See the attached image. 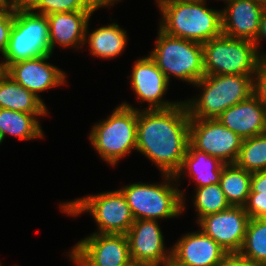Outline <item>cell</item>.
I'll list each match as a JSON object with an SVG mask.
<instances>
[{
  "instance_id": "cell-14",
  "label": "cell",
  "mask_w": 266,
  "mask_h": 266,
  "mask_svg": "<svg viewBox=\"0 0 266 266\" xmlns=\"http://www.w3.org/2000/svg\"><path fill=\"white\" fill-rule=\"evenodd\" d=\"M50 56L52 54H45L12 63L4 71L43 102L39 92L58 87L67 81L64 71L51 63H47Z\"/></svg>"
},
{
  "instance_id": "cell-26",
  "label": "cell",
  "mask_w": 266,
  "mask_h": 266,
  "mask_svg": "<svg viewBox=\"0 0 266 266\" xmlns=\"http://www.w3.org/2000/svg\"><path fill=\"white\" fill-rule=\"evenodd\" d=\"M239 253L253 263L266 266V218H250Z\"/></svg>"
},
{
  "instance_id": "cell-15",
  "label": "cell",
  "mask_w": 266,
  "mask_h": 266,
  "mask_svg": "<svg viewBox=\"0 0 266 266\" xmlns=\"http://www.w3.org/2000/svg\"><path fill=\"white\" fill-rule=\"evenodd\" d=\"M157 220H134L126 233L131 259L149 264H163L171 259V249H165L163 233Z\"/></svg>"
},
{
  "instance_id": "cell-43",
  "label": "cell",
  "mask_w": 266,
  "mask_h": 266,
  "mask_svg": "<svg viewBox=\"0 0 266 266\" xmlns=\"http://www.w3.org/2000/svg\"><path fill=\"white\" fill-rule=\"evenodd\" d=\"M264 133L266 134V120H265V131H264Z\"/></svg>"
},
{
  "instance_id": "cell-35",
  "label": "cell",
  "mask_w": 266,
  "mask_h": 266,
  "mask_svg": "<svg viewBox=\"0 0 266 266\" xmlns=\"http://www.w3.org/2000/svg\"><path fill=\"white\" fill-rule=\"evenodd\" d=\"M18 8L12 0H0V14L15 12Z\"/></svg>"
},
{
  "instance_id": "cell-20",
  "label": "cell",
  "mask_w": 266,
  "mask_h": 266,
  "mask_svg": "<svg viewBox=\"0 0 266 266\" xmlns=\"http://www.w3.org/2000/svg\"><path fill=\"white\" fill-rule=\"evenodd\" d=\"M223 166L224 163L218 158L199 152L189 144L181 167L174 177L175 180H179L184 173H188V176L196 182V188L219 184Z\"/></svg>"
},
{
  "instance_id": "cell-13",
  "label": "cell",
  "mask_w": 266,
  "mask_h": 266,
  "mask_svg": "<svg viewBox=\"0 0 266 266\" xmlns=\"http://www.w3.org/2000/svg\"><path fill=\"white\" fill-rule=\"evenodd\" d=\"M129 77L140 104L148 102L145 109H167L179 103L164 100L169 81L149 55L136 60Z\"/></svg>"
},
{
  "instance_id": "cell-9",
  "label": "cell",
  "mask_w": 266,
  "mask_h": 266,
  "mask_svg": "<svg viewBox=\"0 0 266 266\" xmlns=\"http://www.w3.org/2000/svg\"><path fill=\"white\" fill-rule=\"evenodd\" d=\"M45 54H51L47 17L19 7L15 11L5 60L2 61L3 70L12 63Z\"/></svg>"
},
{
  "instance_id": "cell-11",
  "label": "cell",
  "mask_w": 266,
  "mask_h": 266,
  "mask_svg": "<svg viewBox=\"0 0 266 266\" xmlns=\"http://www.w3.org/2000/svg\"><path fill=\"white\" fill-rule=\"evenodd\" d=\"M76 266H122L130 259L125 234L91 233L67 255Z\"/></svg>"
},
{
  "instance_id": "cell-8",
  "label": "cell",
  "mask_w": 266,
  "mask_h": 266,
  "mask_svg": "<svg viewBox=\"0 0 266 266\" xmlns=\"http://www.w3.org/2000/svg\"><path fill=\"white\" fill-rule=\"evenodd\" d=\"M202 45L205 75H253L263 60L250 40L222 34Z\"/></svg>"
},
{
  "instance_id": "cell-37",
  "label": "cell",
  "mask_w": 266,
  "mask_h": 266,
  "mask_svg": "<svg viewBox=\"0 0 266 266\" xmlns=\"http://www.w3.org/2000/svg\"><path fill=\"white\" fill-rule=\"evenodd\" d=\"M18 7H24L29 0H12Z\"/></svg>"
},
{
  "instance_id": "cell-24",
  "label": "cell",
  "mask_w": 266,
  "mask_h": 266,
  "mask_svg": "<svg viewBox=\"0 0 266 266\" xmlns=\"http://www.w3.org/2000/svg\"><path fill=\"white\" fill-rule=\"evenodd\" d=\"M252 173L236 164H224L220 187L231 206H244L250 194Z\"/></svg>"
},
{
  "instance_id": "cell-1",
  "label": "cell",
  "mask_w": 266,
  "mask_h": 266,
  "mask_svg": "<svg viewBox=\"0 0 266 266\" xmlns=\"http://www.w3.org/2000/svg\"><path fill=\"white\" fill-rule=\"evenodd\" d=\"M138 109L136 150L162 174L175 175L189 145L190 117L184 101L167 109Z\"/></svg>"
},
{
  "instance_id": "cell-17",
  "label": "cell",
  "mask_w": 266,
  "mask_h": 266,
  "mask_svg": "<svg viewBox=\"0 0 266 266\" xmlns=\"http://www.w3.org/2000/svg\"><path fill=\"white\" fill-rule=\"evenodd\" d=\"M228 252L201 230L189 232L171 248V259L181 266H217Z\"/></svg>"
},
{
  "instance_id": "cell-18",
  "label": "cell",
  "mask_w": 266,
  "mask_h": 266,
  "mask_svg": "<svg viewBox=\"0 0 266 266\" xmlns=\"http://www.w3.org/2000/svg\"><path fill=\"white\" fill-rule=\"evenodd\" d=\"M95 11L61 12L47 15L50 53L57 45L79 49L85 43L86 27Z\"/></svg>"
},
{
  "instance_id": "cell-21",
  "label": "cell",
  "mask_w": 266,
  "mask_h": 266,
  "mask_svg": "<svg viewBox=\"0 0 266 266\" xmlns=\"http://www.w3.org/2000/svg\"><path fill=\"white\" fill-rule=\"evenodd\" d=\"M0 108L34 114L36 117L47 116L48 113L44 102L5 71L0 74Z\"/></svg>"
},
{
  "instance_id": "cell-27",
  "label": "cell",
  "mask_w": 266,
  "mask_h": 266,
  "mask_svg": "<svg viewBox=\"0 0 266 266\" xmlns=\"http://www.w3.org/2000/svg\"><path fill=\"white\" fill-rule=\"evenodd\" d=\"M235 164L251 173L266 170V134L244 139Z\"/></svg>"
},
{
  "instance_id": "cell-7",
  "label": "cell",
  "mask_w": 266,
  "mask_h": 266,
  "mask_svg": "<svg viewBox=\"0 0 266 266\" xmlns=\"http://www.w3.org/2000/svg\"><path fill=\"white\" fill-rule=\"evenodd\" d=\"M59 207L61 212L71 216L89 212L98 226L94 233L126 235L134 223L130 207L120 189L87 195L60 203Z\"/></svg>"
},
{
  "instance_id": "cell-10",
  "label": "cell",
  "mask_w": 266,
  "mask_h": 266,
  "mask_svg": "<svg viewBox=\"0 0 266 266\" xmlns=\"http://www.w3.org/2000/svg\"><path fill=\"white\" fill-rule=\"evenodd\" d=\"M242 141L218 119H190L189 144L224 164H235Z\"/></svg>"
},
{
  "instance_id": "cell-36",
  "label": "cell",
  "mask_w": 266,
  "mask_h": 266,
  "mask_svg": "<svg viewBox=\"0 0 266 266\" xmlns=\"http://www.w3.org/2000/svg\"><path fill=\"white\" fill-rule=\"evenodd\" d=\"M149 263L147 262H143V261H139V260H135V259H129L125 264H123L122 266H148Z\"/></svg>"
},
{
  "instance_id": "cell-34",
  "label": "cell",
  "mask_w": 266,
  "mask_h": 266,
  "mask_svg": "<svg viewBox=\"0 0 266 266\" xmlns=\"http://www.w3.org/2000/svg\"><path fill=\"white\" fill-rule=\"evenodd\" d=\"M266 39V9L263 11L262 16H261V20H260V28H259V33L254 41L255 46L257 47V50L260 54V56L263 59H266V53L261 52L259 50V46H260V41H262V39ZM261 39V40H260Z\"/></svg>"
},
{
  "instance_id": "cell-16",
  "label": "cell",
  "mask_w": 266,
  "mask_h": 266,
  "mask_svg": "<svg viewBox=\"0 0 266 266\" xmlns=\"http://www.w3.org/2000/svg\"><path fill=\"white\" fill-rule=\"evenodd\" d=\"M222 33L230 38L255 41L266 4L259 0H222Z\"/></svg>"
},
{
  "instance_id": "cell-38",
  "label": "cell",
  "mask_w": 266,
  "mask_h": 266,
  "mask_svg": "<svg viewBox=\"0 0 266 266\" xmlns=\"http://www.w3.org/2000/svg\"><path fill=\"white\" fill-rule=\"evenodd\" d=\"M168 266H181V265L177 264L174 260L169 259L168 260Z\"/></svg>"
},
{
  "instance_id": "cell-22",
  "label": "cell",
  "mask_w": 266,
  "mask_h": 266,
  "mask_svg": "<svg viewBox=\"0 0 266 266\" xmlns=\"http://www.w3.org/2000/svg\"><path fill=\"white\" fill-rule=\"evenodd\" d=\"M88 33L87 24L84 44L88 43L90 53L99 58H116L125 50L127 45V31L120 28L116 23L99 27Z\"/></svg>"
},
{
  "instance_id": "cell-3",
  "label": "cell",
  "mask_w": 266,
  "mask_h": 266,
  "mask_svg": "<svg viewBox=\"0 0 266 266\" xmlns=\"http://www.w3.org/2000/svg\"><path fill=\"white\" fill-rule=\"evenodd\" d=\"M253 75H204L194 84L198 98L185 100L190 119H217L223 111L253 94Z\"/></svg>"
},
{
  "instance_id": "cell-42",
  "label": "cell",
  "mask_w": 266,
  "mask_h": 266,
  "mask_svg": "<svg viewBox=\"0 0 266 266\" xmlns=\"http://www.w3.org/2000/svg\"><path fill=\"white\" fill-rule=\"evenodd\" d=\"M259 1H261V2H263V3H265V4H266V0H259Z\"/></svg>"
},
{
  "instance_id": "cell-30",
  "label": "cell",
  "mask_w": 266,
  "mask_h": 266,
  "mask_svg": "<svg viewBox=\"0 0 266 266\" xmlns=\"http://www.w3.org/2000/svg\"><path fill=\"white\" fill-rule=\"evenodd\" d=\"M244 209L250 218H266V194L250 192Z\"/></svg>"
},
{
  "instance_id": "cell-4",
  "label": "cell",
  "mask_w": 266,
  "mask_h": 266,
  "mask_svg": "<svg viewBox=\"0 0 266 266\" xmlns=\"http://www.w3.org/2000/svg\"><path fill=\"white\" fill-rule=\"evenodd\" d=\"M127 103H121L109 117L92 126L89 134L91 145L107 165H117L136 150L138 108Z\"/></svg>"
},
{
  "instance_id": "cell-39",
  "label": "cell",
  "mask_w": 266,
  "mask_h": 266,
  "mask_svg": "<svg viewBox=\"0 0 266 266\" xmlns=\"http://www.w3.org/2000/svg\"><path fill=\"white\" fill-rule=\"evenodd\" d=\"M168 266V260L166 262H164L163 264H149L148 266Z\"/></svg>"
},
{
  "instance_id": "cell-29",
  "label": "cell",
  "mask_w": 266,
  "mask_h": 266,
  "mask_svg": "<svg viewBox=\"0 0 266 266\" xmlns=\"http://www.w3.org/2000/svg\"><path fill=\"white\" fill-rule=\"evenodd\" d=\"M252 79L253 95L266 110V59L258 64Z\"/></svg>"
},
{
  "instance_id": "cell-32",
  "label": "cell",
  "mask_w": 266,
  "mask_h": 266,
  "mask_svg": "<svg viewBox=\"0 0 266 266\" xmlns=\"http://www.w3.org/2000/svg\"><path fill=\"white\" fill-rule=\"evenodd\" d=\"M217 266H260L242 256L239 252L227 253Z\"/></svg>"
},
{
  "instance_id": "cell-2",
  "label": "cell",
  "mask_w": 266,
  "mask_h": 266,
  "mask_svg": "<svg viewBox=\"0 0 266 266\" xmlns=\"http://www.w3.org/2000/svg\"><path fill=\"white\" fill-rule=\"evenodd\" d=\"M166 34L205 43L222 35L221 10L206 7L207 0H155Z\"/></svg>"
},
{
  "instance_id": "cell-23",
  "label": "cell",
  "mask_w": 266,
  "mask_h": 266,
  "mask_svg": "<svg viewBox=\"0 0 266 266\" xmlns=\"http://www.w3.org/2000/svg\"><path fill=\"white\" fill-rule=\"evenodd\" d=\"M38 118L34 114L0 108V133L18 137L19 140L43 138V130Z\"/></svg>"
},
{
  "instance_id": "cell-12",
  "label": "cell",
  "mask_w": 266,
  "mask_h": 266,
  "mask_svg": "<svg viewBox=\"0 0 266 266\" xmlns=\"http://www.w3.org/2000/svg\"><path fill=\"white\" fill-rule=\"evenodd\" d=\"M249 219L244 206H231L224 211L206 215L197 223L205 235L231 253L241 250Z\"/></svg>"
},
{
  "instance_id": "cell-5",
  "label": "cell",
  "mask_w": 266,
  "mask_h": 266,
  "mask_svg": "<svg viewBox=\"0 0 266 266\" xmlns=\"http://www.w3.org/2000/svg\"><path fill=\"white\" fill-rule=\"evenodd\" d=\"M164 182L133 183L120 188L134 220L169 219L179 217L185 209L184 192L178 189L174 175L162 174ZM172 182V183H171Z\"/></svg>"
},
{
  "instance_id": "cell-41",
  "label": "cell",
  "mask_w": 266,
  "mask_h": 266,
  "mask_svg": "<svg viewBox=\"0 0 266 266\" xmlns=\"http://www.w3.org/2000/svg\"><path fill=\"white\" fill-rule=\"evenodd\" d=\"M3 137H2V135H1V133H0V144L3 142Z\"/></svg>"
},
{
  "instance_id": "cell-19",
  "label": "cell",
  "mask_w": 266,
  "mask_h": 266,
  "mask_svg": "<svg viewBox=\"0 0 266 266\" xmlns=\"http://www.w3.org/2000/svg\"><path fill=\"white\" fill-rule=\"evenodd\" d=\"M217 119L244 140L264 133L266 110L252 94L223 111Z\"/></svg>"
},
{
  "instance_id": "cell-33",
  "label": "cell",
  "mask_w": 266,
  "mask_h": 266,
  "mask_svg": "<svg viewBox=\"0 0 266 266\" xmlns=\"http://www.w3.org/2000/svg\"><path fill=\"white\" fill-rule=\"evenodd\" d=\"M250 192L266 194V170L252 173Z\"/></svg>"
},
{
  "instance_id": "cell-31",
  "label": "cell",
  "mask_w": 266,
  "mask_h": 266,
  "mask_svg": "<svg viewBox=\"0 0 266 266\" xmlns=\"http://www.w3.org/2000/svg\"><path fill=\"white\" fill-rule=\"evenodd\" d=\"M15 12L0 14V53L5 58L10 32L14 24Z\"/></svg>"
},
{
  "instance_id": "cell-40",
  "label": "cell",
  "mask_w": 266,
  "mask_h": 266,
  "mask_svg": "<svg viewBox=\"0 0 266 266\" xmlns=\"http://www.w3.org/2000/svg\"><path fill=\"white\" fill-rule=\"evenodd\" d=\"M3 68H2V62H0V74L3 72Z\"/></svg>"
},
{
  "instance_id": "cell-28",
  "label": "cell",
  "mask_w": 266,
  "mask_h": 266,
  "mask_svg": "<svg viewBox=\"0 0 266 266\" xmlns=\"http://www.w3.org/2000/svg\"><path fill=\"white\" fill-rule=\"evenodd\" d=\"M193 204L198 213L196 222L206 215L218 213L231 207L220 184L196 188Z\"/></svg>"
},
{
  "instance_id": "cell-25",
  "label": "cell",
  "mask_w": 266,
  "mask_h": 266,
  "mask_svg": "<svg viewBox=\"0 0 266 266\" xmlns=\"http://www.w3.org/2000/svg\"><path fill=\"white\" fill-rule=\"evenodd\" d=\"M114 3L117 4V0H29L24 8L30 12L47 16L61 12L96 11L104 6H113Z\"/></svg>"
},
{
  "instance_id": "cell-6",
  "label": "cell",
  "mask_w": 266,
  "mask_h": 266,
  "mask_svg": "<svg viewBox=\"0 0 266 266\" xmlns=\"http://www.w3.org/2000/svg\"><path fill=\"white\" fill-rule=\"evenodd\" d=\"M150 57L170 83L171 76L194 85L204 75L203 45L174 37L160 28Z\"/></svg>"
}]
</instances>
